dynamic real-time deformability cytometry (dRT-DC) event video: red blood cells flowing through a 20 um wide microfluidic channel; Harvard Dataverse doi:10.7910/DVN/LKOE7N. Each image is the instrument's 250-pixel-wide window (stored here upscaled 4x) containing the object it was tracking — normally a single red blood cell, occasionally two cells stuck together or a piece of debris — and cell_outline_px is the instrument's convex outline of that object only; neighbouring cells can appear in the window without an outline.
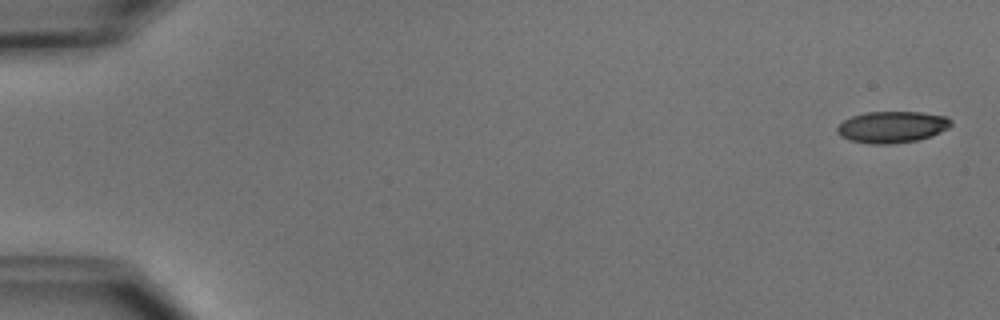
{"species": "common noctule bat (a hibernating species)", "species_latin": "Nyctalus noctula", "temperature_condition": "cold", "stored_images_in_passage": 5, "camera_frame_rate_fps": 3000, "um_per_image_px": 0.085, "animal": {"sex": "male", "body_mass_g": 15.6}, "frame": {"image": 1, "passage_image": 1, "time_ms": 0.0, "image_size_px": [1000, 320], "cell_outline_px": [[952, 124], [948, 128], [932, 136], [916, 140], [892, 144], [872, 144], [848, 140], [840, 136], [836, 132], [836, 128], [844, 120], [852, 116], [868, 112], [920, 112], [948, 116], [952, 120]], "centroid_in_image_um": [75.83, 10.79], "position_along_channel_um": 9.2, "area_um2": 21.04}}
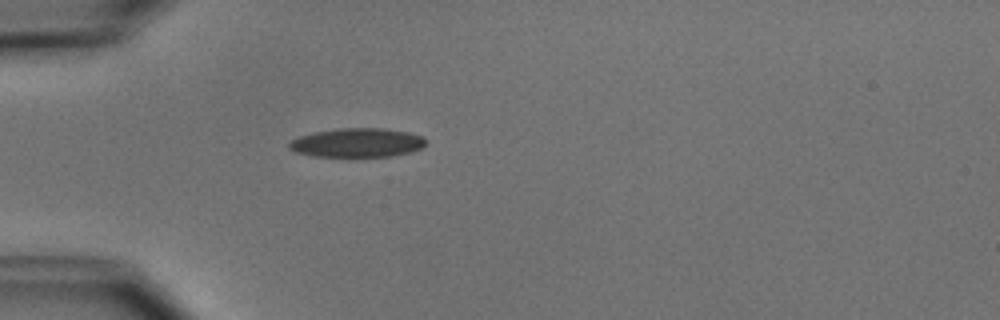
{"frame": {"image": 2, "passage_image": 5, "time_ms": 4.667, "image_size_px": [1000, 320], "cell_outline_px": [[424, 144], [420, 148], [408, 152], [392, 156], [348, 160], [312, 156], [296, 152], [288, 148], [288, 144], [292, 140], [300, 136], [316, 132], [340, 128], [380, 128], [408, 132], [420, 136], [424, 140]], "centroid_in_image_um": [30.29, 12.19], "position_along_channel_um": 54.7, "area_um2": 23.81}}